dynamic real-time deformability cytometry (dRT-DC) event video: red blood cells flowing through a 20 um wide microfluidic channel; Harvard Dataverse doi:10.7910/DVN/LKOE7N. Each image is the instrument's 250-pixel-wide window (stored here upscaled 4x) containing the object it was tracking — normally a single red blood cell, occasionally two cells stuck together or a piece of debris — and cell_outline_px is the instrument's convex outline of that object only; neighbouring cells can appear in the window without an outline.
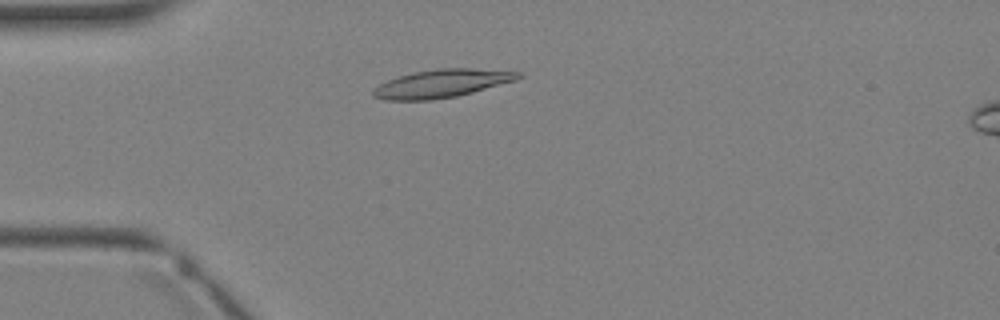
{"species": "Egyptian fruit bat (a non-hibernating species)", "species_latin": "Rousettus aegyptiacus", "temperature_condition": "warm", "stored_images_in_passage": 3, "camera_frame_rate_fps": 3000, "um_per_image_px": 0.085, "animal": {"sex": "female"}, "frame": {"image": 1, "passage_image": 2, "time_ms": 1.667, "image_size_px": [1000, 320], "cell_outline_px": [[520, 76], [516, 80], [472, 92], [456, 96], [432, 100], [384, 100], [372, 96], [372, 88], [388, 80], [412, 72], [440, 68], [472, 68], [520, 72]], "centroid_in_image_um": [37.49, 7.1], "position_along_channel_um": 47.5, "area_um2": 23.58}}